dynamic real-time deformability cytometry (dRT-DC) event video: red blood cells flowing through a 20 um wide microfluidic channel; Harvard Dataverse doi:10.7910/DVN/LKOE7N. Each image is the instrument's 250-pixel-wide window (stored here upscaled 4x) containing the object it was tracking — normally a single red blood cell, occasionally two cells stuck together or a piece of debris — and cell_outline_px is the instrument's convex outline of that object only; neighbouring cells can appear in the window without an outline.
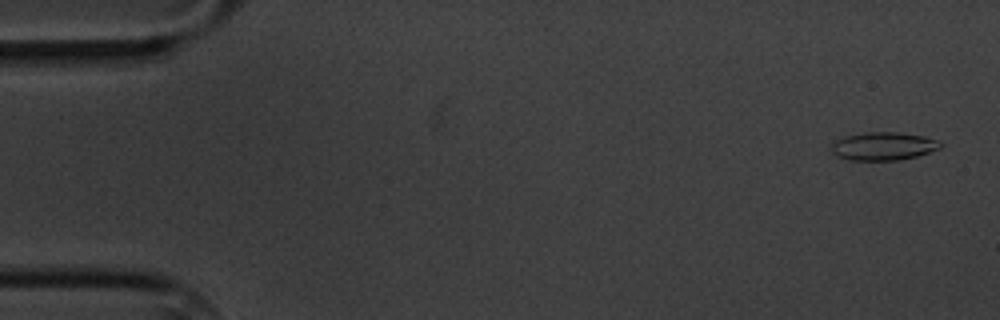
{"species": "common noctule bat (a hibernating species)", "species_latin": "Nyctalus noctula", "temperature_condition": "cold", "stored_images_in_passage": 5, "camera_frame_rate_fps": 3000, "um_per_image_px": 0.085, "animal": {"sex": "male", "body_mass_g": 20.1, "forearm_length_mm": 53.5}, "frame": {"image": 1, "passage_image": 1, "time_ms": 0.0, "image_size_px": [1000, 320], "cell_outline_px": [[944, 144], [940, 148], [916, 156], [900, 160], [848, 160], [836, 156], [832, 152], [832, 144], [836, 140], [844, 136], [868, 132], [900, 132], [924, 136], [940, 140]], "centroid_in_image_um": [75.11, 12.42], "position_along_channel_um": 9.9, "area_um2": 17.98}}
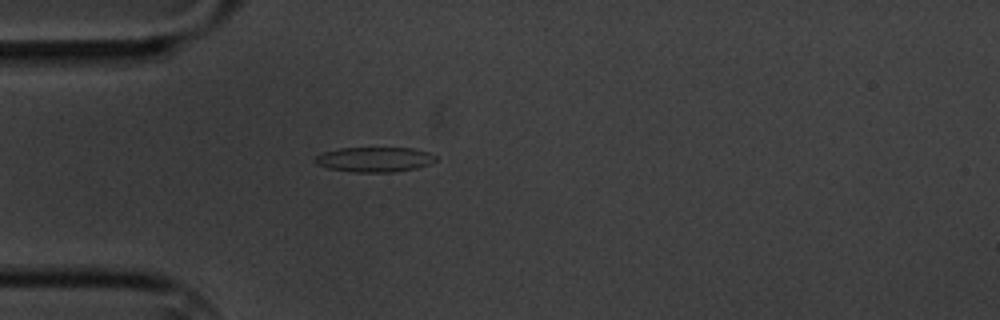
{"frame": {"image": 2, "passage_image": 5, "time_ms": 4.667, "image_size_px": [1000, 320], "cell_outline_px": [[436, 160], [428, 164], [416, 168], [392, 172], [352, 172], [328, 168], [316, 164], [312, 160], [316, 156], [324, 152], [340, 148], [412, 148], [428, 152], [436, 156]], "centroid_in_image_um": [31.8, 13.55], "position_along_channel_um": 53.2, "area_um2": 17.46}}